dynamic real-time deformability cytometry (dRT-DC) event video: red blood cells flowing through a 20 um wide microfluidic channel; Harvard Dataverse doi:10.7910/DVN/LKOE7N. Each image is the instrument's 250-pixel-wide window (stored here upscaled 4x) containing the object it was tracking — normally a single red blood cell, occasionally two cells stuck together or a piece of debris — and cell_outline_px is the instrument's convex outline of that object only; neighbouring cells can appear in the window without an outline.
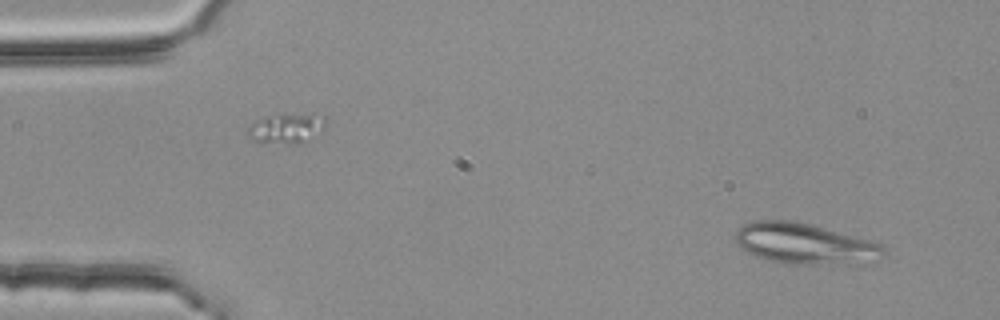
{"species": "common noctule bat (a hibernating species)", "species_latin": "Nyctalus noctula", "temperature_condition": "room temperature", "stored_images_in_passage": 3, "camera_frame_rate_fps": 3000, "um_per_image_px": 0.085, "animal": {"sex": "female", "body_mass_g": 25.1}, "frame": {"image": 1, "passage_image": 1, "time_ms": 0.0, "image_size_px": [1000, 320], "cell_outline_px": [[884, 252], [856, 264], [800, 264], [768, 260], [756, 256], [740, 248], [736, 244], [736, 232], [744, 224], [756, 220], [792, 220], [812, 224], [868, 240], [880, 244], [884, 248]], "centroid_in_image_um": [68.3, 20.69], "position_along_channel_um": 16.7, "area_um2": 34.51}}